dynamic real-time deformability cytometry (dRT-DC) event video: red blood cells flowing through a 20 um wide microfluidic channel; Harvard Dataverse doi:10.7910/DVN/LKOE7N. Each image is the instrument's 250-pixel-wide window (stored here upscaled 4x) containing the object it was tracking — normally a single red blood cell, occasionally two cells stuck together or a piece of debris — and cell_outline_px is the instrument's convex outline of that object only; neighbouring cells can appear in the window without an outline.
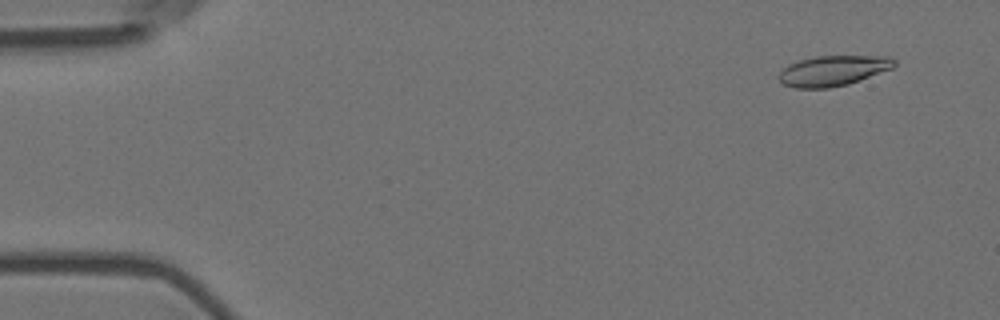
{"species": "Egyptian fruit bat (a non-hibernating species)", "species_latin": "Rousettus aegyptiacus", "temperature_condition": "room temperature", "stored_images_in_passage": 43, "camera_frame_rate_fps": 3000, "um_per_image_px": 0.085, "animal": {"sex": "female"}, "frame": {"image": 1, "passage_image": 4, "time_ms": 1.0, "image_size_px": [1000, 320], "cell_outline_px": [[896, 64], [892, 68], [860, 80], [848, 84], [828, 88], [796, 88], [784, 84], [780, 80], [780, 72], [788, 64], [800, 60], [816, 56], [892, 56], [896, 60]], "centroid_in_image_um": [70.84, 6.0], "position_along_channel_um": 14.2, "area_um2": 20.29}}
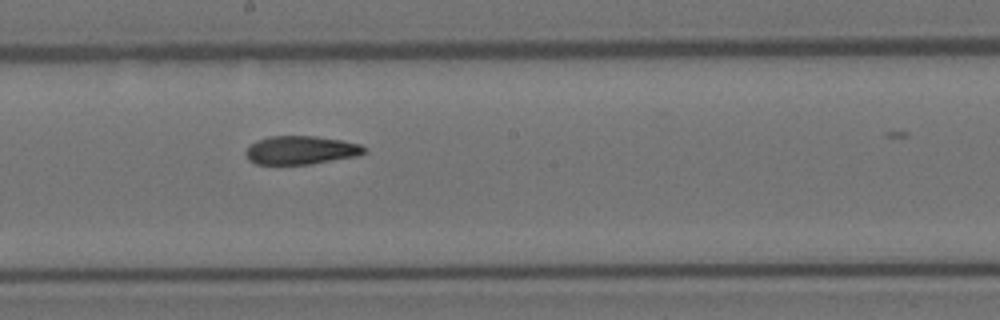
{"frame": {"image": 2, "passage_image": 30, "time_ms": 9.667, "image_size_px": [1000, 320], "cell_outline_px": [[368, 148], [360, 156], [312, 164], [256, 164], [248, 160], [244, 152], [252, 144], [268, 136], [316, 136], [340, 140], [360, 144]], "centroid_in_image_um": [25.61, 12.77], "position_along_channel_um": 222.6, "area_um2": 19.71}}
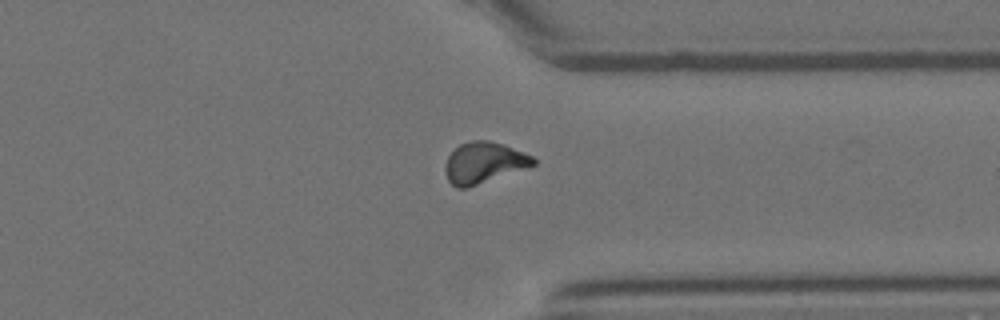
{"frame": {"image": 3, "passage_image": 42, "time_ms": 13.667, "image_size_px": [1000, 320], "cell_outline_px": [[536, 164], [468, 188], [456, 188], [448, 180], [444, 168], [448, 156], [460, 144], [472, 140], [488, 140], [504, 144], [532, 156], [536, 160]], "centroid_in_image_um": [41.11, 13.83], "position_along_channel_um": 370.3, "area_um2": 20.92}}